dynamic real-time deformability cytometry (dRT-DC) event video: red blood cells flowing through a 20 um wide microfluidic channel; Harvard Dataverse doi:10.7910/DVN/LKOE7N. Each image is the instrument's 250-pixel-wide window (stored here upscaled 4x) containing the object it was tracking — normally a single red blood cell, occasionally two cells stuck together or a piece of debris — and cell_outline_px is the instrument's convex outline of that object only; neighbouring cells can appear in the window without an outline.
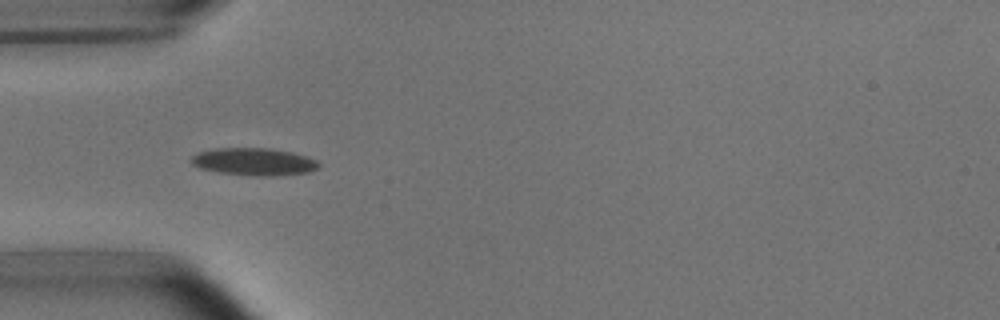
{"species": "common noctule bat (a hibernating species)", "species_latin": "Nyctalus noctula", "temperature_condition": "room temperature", "stored_images_in_passage": 5, "camera_frame_rate_fps": 3000, "um_per_image_px": 0.085, "animal": {"sex": "male", "body_mass_g": 15.6}, "frame": {"image": 1, "passage_image": 1, "time_ms": 0.0, "image_size_px": [1000, 320], "cell_outline_px": [[320, 164], [316, 168], [308, 172], [276, 176], [252, 176], [216, 172], [200, 168], [192, 164], [192, 156], [200, 152], [212, 148], [268, 148], [292, 152], [316, 160]], "centroid_in_image_um": [21.56, 13.75], "position_along_channel_um": 63.4, "area_um2": 20.35}}
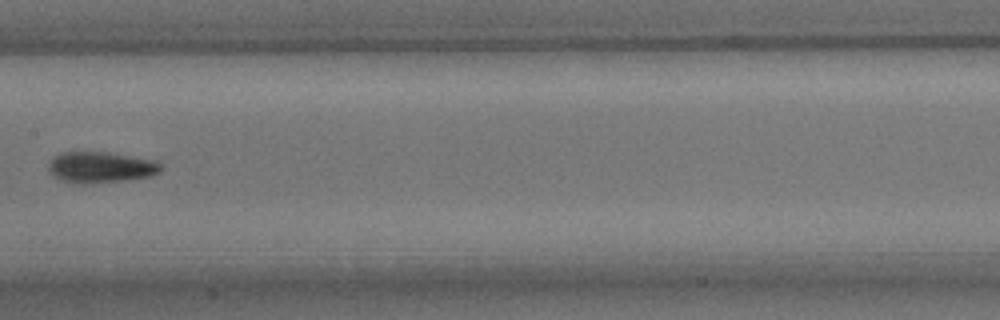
{"frame": {"image": 2, "passage_image": 4, "time_ms": 3.667, "image_size_px": [1000, 320], "cell_outline_px": [[164, 168], [160, 172], [152, 176], [124, 180], [84, 184], [72, 184], [52, 176], [48, 168], [48, 164], [52, 156], [60, 152], [108, 152], [156, 160]], "centroid_in_image_um": [8.54, 14.22], "position_along_channel_um": 198.9, "area_um2": 20.69}}
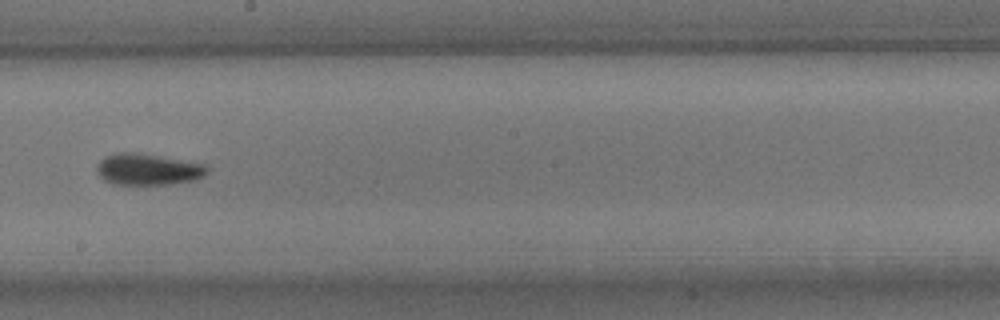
{"frame": {"image": 3, "passage_image": 5, "time_ms": 4.667, "image_size_px": [1000, 320], "cell_outline_px": [[208, 172], [204, 176], [196, 180], [172, 184], [112, 184], [104, 180], [100, 176], [96, 168], [96, 164], [104, 156], [120, 152], [132, 152], [208, 164]], "centroid_in_image_um": [12.59, 14.4], "position_along_channel_um": 235.6, "area_um2": 20.29}}